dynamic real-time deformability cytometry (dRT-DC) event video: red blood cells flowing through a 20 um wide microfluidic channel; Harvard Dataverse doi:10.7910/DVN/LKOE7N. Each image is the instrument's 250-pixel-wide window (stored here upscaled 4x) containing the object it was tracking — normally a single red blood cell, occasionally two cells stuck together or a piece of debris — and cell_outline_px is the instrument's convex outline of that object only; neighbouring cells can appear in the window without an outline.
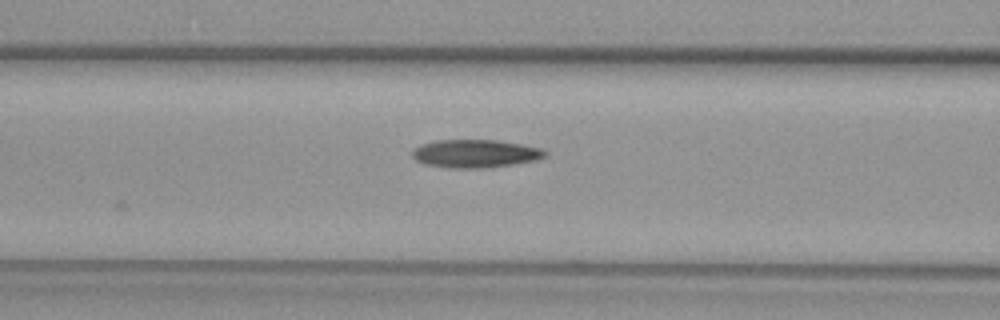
{"species": "common noctule bat (a hibernating species)", "species_latin": "Nyctalus noctula", "temperature_condition": "warm", "stored_images_in_passage": 5, "camera_frame_rate_fps": 3000, "um_per_image_px": 0.085, "animal": {"sex": "female", "body_mass_g": 29.2, "forearm_length_mm": 56.3}, "frame": {"image": 1, "passage_image": 5, "time_ms": 1.333, "image_size_px": [1000, 320], "cell_outline_px": [[548, 152], [544, 156], [536, 160], [488, 168], [448, 168], [424, 164], [416, 160], [412, 156], [412, 148], [420, 144], [436, 140], [496, 140], [520, 144], [540, 148]], "centroid_in_image_um": [40.34, 13.06], "position_along_channel_um": 126.3, "area_um2": 21.79}}